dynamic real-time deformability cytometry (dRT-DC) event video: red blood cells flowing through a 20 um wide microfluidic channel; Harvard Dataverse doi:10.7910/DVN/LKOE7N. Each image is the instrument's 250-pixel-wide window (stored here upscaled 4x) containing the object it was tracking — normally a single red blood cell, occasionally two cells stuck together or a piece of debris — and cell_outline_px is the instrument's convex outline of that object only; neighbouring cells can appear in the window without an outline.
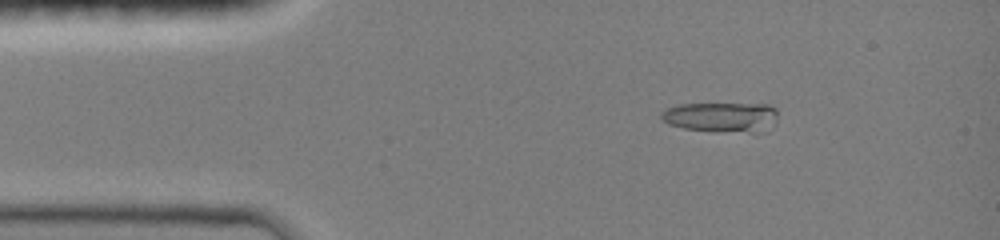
{"species": "common noctule bat (a hibernating species)", "species_latin": "Nyctalus noctula", "temperature_condition": "room temperature", "stored_images_in_passage": 47, "camera_frame_rate_fps": 3000, "um_per_image_px": 0.085, "animal": {"sex": "female", "body_mass_g": 19.0, "forearm_length_mm": 51.5}, "frame": {"image": 1, "passage_image": 7, "time_ms": 2.0, "image_size_px": [1000, 240], "cell_outline_px": [[776, 124], [768, 132], [712, 132], [684, 128], [668, 124], [660, 116], [660, 112], [668, 108], [680, 104], [768, 104], [776, 108]], "centroid_in_image_um": [61.38, 9.98], "position_along_channel_um": 23.6, "area_um2": 20.81}}
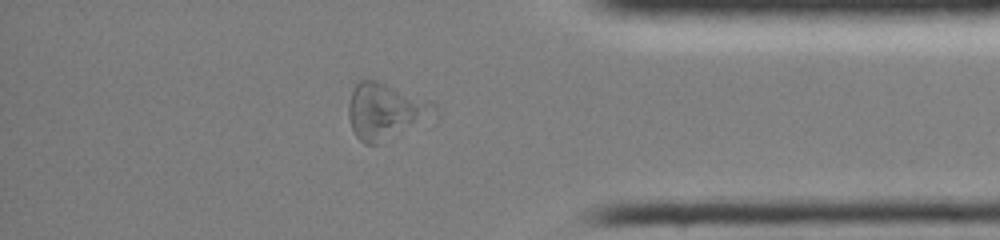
{"frame": {"image": 2, "passage_image": 40, "time_ms": 13.0, "image_size_px": [1000, 240], "cell_outline_px": [[440, 120], [432, 128], [376, 144], [364, 144], [356, 136], [352, 128], [348, 116], [348, 104], [352, 88], [360, 80], [376, 80], [432, 100], [436, 104], [440, 112]], "centroid_in_image_um": [33.02, 9.54], "position_along_channel_um": 402.2, "area_um2": 30.75}}